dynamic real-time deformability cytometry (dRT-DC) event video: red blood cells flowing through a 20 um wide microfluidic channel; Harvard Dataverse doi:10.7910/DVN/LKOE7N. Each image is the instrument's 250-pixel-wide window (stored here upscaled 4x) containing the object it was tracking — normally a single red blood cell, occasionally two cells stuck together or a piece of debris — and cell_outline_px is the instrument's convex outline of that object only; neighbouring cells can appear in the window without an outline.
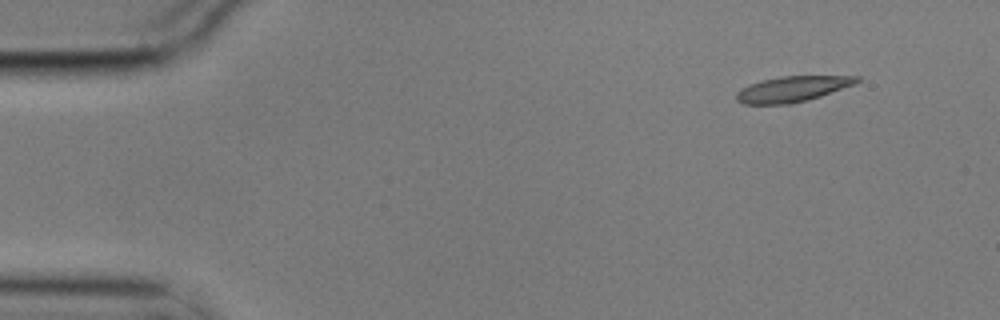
{"species": "common noctule bat (a hibernating species)", "species_latin": "Nyctalus noctula", "temperature_condition": "cold", "stored_images_in_passage": 5, "camera_frame_rate_fps": 3000, "um_per_image_px": 0.085, "animal": {"sex": "male", "body_mass_g": 17.9}, "frame": {"image": 1, "passage_image": 1, "time_ms": 0.0, "image_size_px": [1000, 320], "cell_outline_px": [[860, 80], [856, 84], [808, 100], [792, 104], [744, 104], [736, 100], [736, 92], [740, 88], [764, 80], [780, 76], [860, 76]], "centroid_in_image_um": [67.36, 7.57], "position_along_channel_um": 17.6, "area_um2": 17.92}}
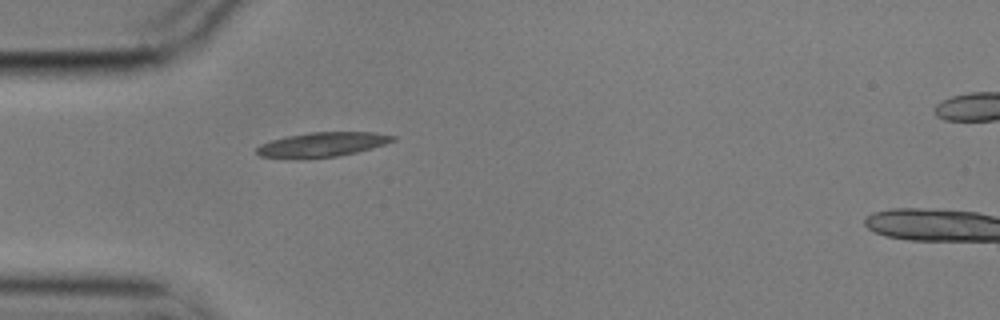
{"frame": {"image": 2, "passage_image": 4, "time_ms": 1.0, "image_size_px": [1000, 320], "cell_outline_px": [[396, 140], [372, 148], [356, 152], [336, 156], [260, 156], [256, 152], [256, 148], [260, 144], [272, 140], [288, 136], [312, 132], [376, 132], [396, 136]], "centroid_in_image_um": [27.49, 12.24], "position_along_channel_um": 57.5, "area_um2": 18.55}}